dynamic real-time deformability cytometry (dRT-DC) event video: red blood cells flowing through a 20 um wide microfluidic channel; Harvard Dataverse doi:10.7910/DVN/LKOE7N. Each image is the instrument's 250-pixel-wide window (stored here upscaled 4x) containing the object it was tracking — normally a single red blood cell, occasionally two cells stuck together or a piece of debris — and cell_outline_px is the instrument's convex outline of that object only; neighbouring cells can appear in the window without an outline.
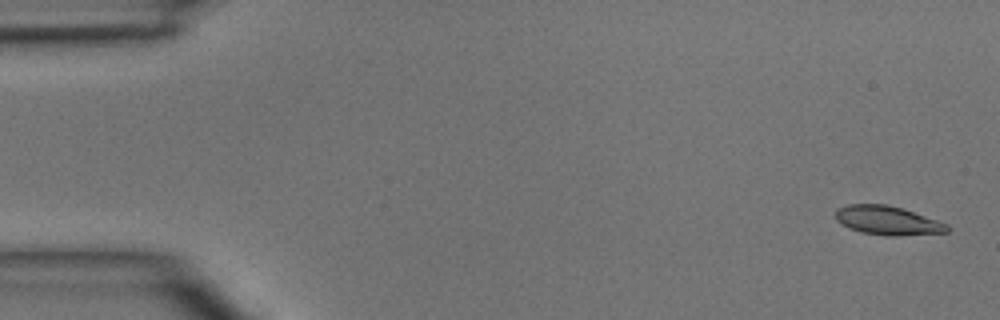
{"species": "common noctule bat (a hibernating species)", "species_latin": "Nyctalus noctula", "temperature_condition": "room temperature", "stored_images_in_passage": 4, "camera_frame_rate_fps": 3000, "um_per_image_px": 0.085, "animal": {"sex": "male", "body_mass_g": 15.6}, "frame": {"image": 1, "passage_image": 1, "time_ms": 0.0, "image_size_px": [1000, 320], "cell_outline_px": [[948, 232], [896, 236], [888, 236], [860, 232], [848, 228], [840, 224], [836, 220], [836, 208], [848, 204], [884, 204], [904, 208], [948, 224]], "centroid_in_image_um": [75.41, 18.74], "position_along_channel_um": 9.6, "area_um2": 18.96}}
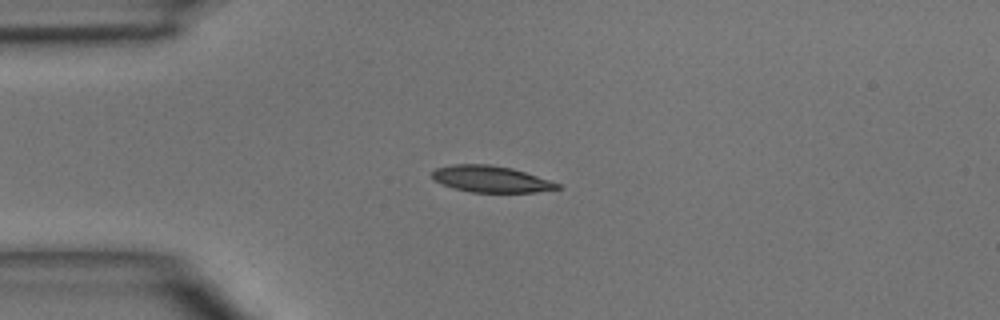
{"frame": {"image": 2, "passage_image": 4, "time_ms": 3.333, "image_size_px": [1000, 320], "cell_outline_px": [[564, 188], [536, 192], [472, 192], [452, 188], [432, 180], [432, 172], [436, 168], [452, 164], [488, 164], [512, 168], [560, 184]], "centroid_in_image_um": [41.7, 15.22], "position_along_channel_um": 43.3, "area_um2": 19.31}}